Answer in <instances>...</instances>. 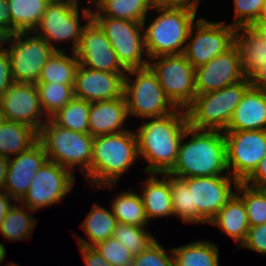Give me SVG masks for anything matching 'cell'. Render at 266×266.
<instances>
[{
  "label": "cell",
  "mask_w": 266,
  "mask_h": 266,
  "mask_svg": "<svg viewBox=\"0 0 266 266\" xmlns=\"http://www.w3.org/2000/svg\"><path fill=\"white\" fill-rule=\"evenodd\" d=\"M143 121L135 133L139 157L143 156L148 164L144 172L168 173L176 163L180 141L189 126L187 112L177 108L169 115Z\"/></svg>",
  "instance_id": "obj_1"
},
{
  "label": "cell",
  "mask_w": 266,
  "mask_h": 266,
  "mask_svg": "<svg viewBox=\"0 0 266 266\" xmlns=\"http://www.w3.org/2000/svg\"><path fill=\"white\" fill-rule=\"evenodd\" d=\"M187 137L189 140L185 141ZM168 174L178 178L230 175L224 132L188 126L179 144L176 163Z\"/></svg>",
  "instance_id": "obj_2"
},
{
  "label": "cell",
  "mask_w": 266,
  "mask_h": 266,
  "mask_svg": "<svg viewBox=\"0 0 266 266\" xmlns=\"http://www.w3.org/2000/svg\"><path fill=\"white\" fill-rule=\"evenodd\" d=\"M139 158L134 130L94 137L90 185L110 191Z\"/></svg>",
  "instance_id": "obj_3"
},
{
  "label": "cell",
  "mask_w": 266,
  "mask_h": 266,
  "mask_svg": "<svg viewBox=\"0 0 266 266\" xmlns=\"http://www.w3.org/2000/svg\"><path fill=\"white\" fill-rule=\"evenodd\" d=\"M152 10H157V17L154 16L148 26L147 19L143 21L148 58L183 54L198 9L188 5L164 4L153 5Z\"/></svg>",
  "instance_id": "obj_4"
},
{
  "label": "cell",
  "mask_w": 266,
  "mask_h": 266,
  "mask_svg": "<svg viewBox=\"0 0 266 266\" xmlns=\"http://www.w3.org/2000/svg\"><path fill=\"white\" fill-rule=\"evenodd\" d=\"M93 139L90 133L59 127L50 119L43 124L38 133V141L44 147L47 159L70 170L73 174L76 167L84 174L89 185Z\"/></svg>",
  "instance_id": "obj_5"
},
{
  "label": "cell",
  "mask_w": 266,
  "mask_h": 266,
  "mask_svg": "<svg viewBox=\"0 0 266 266\" xmlns=\"http://www.w3.org/2000/svg\"><path fill=\"white\" fill-rule=\"evenodd\" d=\"M251 86L249 78L220 90L196 95L186 109L188 124L197 130L225 131L243 95Z\"/></svg>",
  "instance_id": "obj_6"
},
{
  "label": "cell",
  "mask_w": 266,
  "mask_h": 266,
  "mask_svg": "<svg viewBox=\"0 0 266 266\" xmlns=\"http://www.w3.org/2000/svg\"><path fill=\"white\" fill-rule=\"evenodd\" d=\"M123 96L128 117H163L177 109L164 94L157 76L149 66L127 70L124 76Z\"/></svg>",
  "instance_id": "obj_7"
},
{
  "label": "cell",
  "mask_w": 266,
  "mask_h": 266,
  "mask_svg": "<svg viewBox=\"0 0 266 266\" xmlns=\"http://www.w3.org/2000/svg\"><path fill=\"white\" fill-rule=\"evenodd\" d=\"M92 19L103 30L119 62L126 70L148 66L143 23L105 17L95 8L92 9Z\"/></svg>",
  "instance_id": "obj_8"
},
{
  "label": "cell",
  "mask_w": 266,
  "mask_h": 266,
  "mask_svg": "<svg viewBox=\"0 0 266 266\" xmlns=\"http://www.w3.org/2000/svg\"><path fill=\"white\" fill-rule=\"evenodd\" d=\"M8 44L9 47H5ZM10 59L14 82L37 84L43 66L56 51L33 32L14 33L2 40Z\"/></svg>",
  "instance_id": "obj_9"
},
{
  "label": "cell",
  "mask_w": 266,
  "mask_h": 266,
  "mask_svg": "<svg viewBox=\"0 0 266 266\" xmlns=\"http://www.w3.org/2000/svg\"><path fill=\"white\" fill-rule=\"evenodd\" d=\"M81 8L80 10L66 3L50 1L33 33L46 40L56 51H65L59 47V44L71 41L72 52H75L86 25V23L81 25L80 19L88 22L92 18V10H88V7Z\"/></svg>",
  "instance_id": "obj_10"
},
{
  "label": "cell",
  "mask_w": 266,
  "mask_h": 266,
  "mask_svg": "<svg viewBox=\"0 0 266 266\" xmlns=\"http://www.w3.org/2000/svg\"><path fill=\"white\" fill-rule=\"evenodd\" d=\"M148 66L172 104L186 110L197 95L195 68L186 57L183 54L158 56L149 59Z\"/></svg>",
  "instance_id": "obj_11"
},
{
  "label": "cell",
  "mask_w": 266,
  "mask_h": 266,
  "mask_svg": "<svg viewBox=\"0 0 266 266\" xmlns=\"http://www.w3.org/2000/svg\"><path fill=\"white\" fill-rule=\"evenodd\" d=\"M235 34L236 28L225 21L198 18L191 27L183 55L194 68L206 64L235 44Z\"/></svg>",
  "instance_id": "obj_12"
},
{
  "label": "cell",
  "mask_w": 266,
  "mask_h": 266,
  "mask_svg": "<svg viewBox=\"0 0 266 266\" xmlns=\"http://www.w3.org/2000/svg\"><path fill=\"white\" fill-rule=\"evenodd\" d=\"M75 179L73 172L47 160L35 174L30 188L19 202L35 212L62 203L72 191Z\"/></svg>",
  "instance_id": "obj_13"
},
{
  "label": "cell",
  "mask_w": 266,
  "mask_h": 266,
  "mask_svg": "<svg viewBox=\"0 0 266 266\" xmlns=\"http://www.w3.org/2000/svg\"><path fill=\"white\" fill-rule=\"evenodd\" d=\"M229 174L244 182L266 156V130L224 131Z\"/></svg>",
  "instance_id": "obj_14"
},
{
  "label": "cell",
  "mask_w": 266,
  "mask_h": 266,
  "mask_svg": "<svg viewBox=\"0 0 266 266\" xmlns=\"http://www.w3.org/2000/svg\"><path fill=\"white\" fill-rule=\"evenodd\" d=\"M190 189L192 206L209 223L236 193L239 181L231 175L183 178ZM233 187V188H232Z\"/></svg>",
  "instance_id": "obj_15"
},
{
  "label": "cell",
  "mask_w": 266,
  "mask_h": 266,
  "mask_svg": "<svg viewBox=\"0 0 266 266\" xmlns=\"http://www.w3.org/2000/svg\"><path fill=\"white\" fill-rule=\"evenodd\" d=\"M0 107L6 120L27 125L37 133L48 120L35 84L14 82L0 97Z\"/></svg>",
  "instance_id": "obj_16"
},
{
  "label": "cell",
  "mask_w": 266,
  "mask_h": 266,
  "mask_svg": "<svg viewBox=\"0 0 266 266\" xmlns=\"http://www.w3.org/2000/svg\"><path fill=\"white\" fill-rule=\"evenodd\" d=\"M75 54L79 65L83 67L111 73H127L119 62L110 41L92 18L83 28Z\"/></svg>",
  "instance_id": "obj_17"
},
{
  "label": "cell",
  "mask_w": 266,
  "mask_h": 266,
  "mask_svg": "<svg viewBox=\"0 0 266 266\" xmlns=\"http://www.w3.org/2000/svg\"><path fill=\"white\" fill-rule=\"evenodd\" d=\"M245 78L240 53L235 44L226 52L195 68L197 95L220 90L243 81Z\"/></svg>",
  "instance_id": "obj_18"
},
{
  "label": "cell",
  "mask_w": 266,
  "mask_h": 266,
  "mask_svg": "<svg viewBox=\"0 0 266 266\" xmlns=\"http://www.w3.org/2000/svg\"><path fill=\"white\" fill-rule=\"evenodd\" d=\"M125 74L78 65L73 86L74 96L88 102L119 98L123 96Z\"/></svg>",
  "instance_id": "obj_19"
},
{
  "label": "cell",
  "mask_w": 266,
  "mask_h": 266,
  "mask_svg": "<svg viewBox=\"0 0 266 266\" xmlns=\"http://www.w3.org/2000/svg\"><path fill=\"white\" fill-rule=\"evenodd\" d=\"M47 160L44 147L39 141L28 150L9 158L3 191L19 202L30 188L35 174Z\"/></svg>",
  "instance_id": "obj_20"
},
{
  "label": "cell",
  "mask_w": 266,
  "mask_h": 266,
  "mask_svg": "<svg viewBox=\"0 0 266 266\" xmlns=\"http://www.w3.org/2000/svg\"><path fill=\"white\" fill-rule=\"evenodd\" d=\"M124 96L119 98L90 102L89 133L93 136L124 132L128 121Z\"/></svg>",
  "instance_id": "obj_21"
},
{
  "label": "cell",
  "mask_w": 266,
  "mask_h": 266,
  "mask_svg": "<svg viewBox=\"0 0 266 266\" xmlns=\"http://www.w3.org/2000/svg\"><path fill=\"white\" fill-rule=\"evenodd\" d=\"M266 130V92L250 86L225 131Z\"/></svg>",
  "instance_id": "obj_22"
},
{
  "label": "cell",
  "mask_w": 266,
  "mask_h": 266,
  "mask_svg": "<svg viewBox=\"0 0 266 266\" xmlns=\"http://www.w3.org/2000/svg\"><path fill=\"white\" fill-rule=\"evenodd\" d=\"M161 178L159 179L158 177ZM149 173V178L142 181V193H139L146 217L150 223L154 218L174 216L170 190V174Z\"/></svg>",
  "instance_id": "obj_23"
},
{
  "label": "cell",
  "mask_w": 266,
  "mask_h": 266,
  "mask_svg": "<svg viewBox=\"0 0 266 266\" xmlns=\"http://www.w3.org/2000/svg\"><path fill=\"white\" fill-rule=\"evenodd\" d=\"M208 224L216 226L221 233L232 238L238 243V249L246 240L249 230L243 200L235 193Z\"/></svg>",
  "instance_id": "obj_24"
},
{
  "label": "cell",
  "mask_w": 266,
  "mask_h": 266,
  "mask_svg": "<svg viewBox=\"0 0 266 266\" xmlns=\"http://www.w3.org/2000/svg\"><path fill=\"white\" fill-rule=\"evenodd\" d=\"M235 45L240 53L242 71L247 78L266 64V40L253 26L236 28Z\"/></svg>",
  "instance_id": "obj_25"
},
{
  "label": "cell",
  "mask_w": 266,
  "mask_h": 266,
  "mask_svg": "<svg viewBox=\"0 0 266 266\" xmlns=\"http://www.w3.org/2000/svg\"><path fill=\"white\" fill-rule=\"evenodd\" d=\"M85 217L80 227L89 240H86L82 236H77L76 233L74 234L77 244L81 246L94 247L98 243L105 241L113 235V231L118 224L111 208L107 209L97 203L93 204L92 209Z\"/></svg>",
  "instance_id": "obj_26"
},
{
  "label": "cell",
  "mask_w": 266,
  "mask_h": 266,
  "mask_svg": "<svg viewBox=\"0 0 266 266\" xmlns=\"http://www.w3.org/2000/svg\"><path fill=\"white\" fill-rule=\"evenodd\" d=\"M37 141L38 133L27 125L5 120L0 127V155L8 159L28 150Z\"/></svg>",
  "instance_id": "obj_27"
},
{
  "label": "cell",
  "mask_w": 266,
  "mask_h": 266,
  "mask_svg": "<svg viewBox=\"0 0 266 266\" xmlns=\"http://www.w3.org/2000/svg\"><path fill=\"white\" fill-rule=\"evenodd\" d=\"M175 266H220L219 245L197 240L172 248Z\"/></svg>",
  "instance_id": "obj_28"
},
{
  "label": "cell",
  "mask_w": 266,
  "mask_h": 266,
  "mask_svg": "<svg viewBox=\"0 0 266 266\" xmlns=\"http://www.w3.org/2000/svg\"><path fill=\"white\" fill-rule=\"evenodd\" d=\"M33 213L35 211L17 201L1 223L0 235L7 241H27L31 239L37 225L36 217L31 215Z\"/></svg>",
  "instance_id": "obj_29"
},
{
  "label": "cell",
  "mask_w": 266,
  "mask_h": 266,
  "mask_svg": "<svg viewBox=\"0 0 266 266\" xmlns=\"http://www.w3.org/2000/svg\"><path fill=\"white\" fill-rule=\"evenodd\" d=\"M14 33L33 32L42 19L50 0H7Z\"/></svg>",
  "instance_id": "obj_30"
},
{
  "label": "cell",
  "mask_w": 266,
  "mask_h": 266,
  "mask_svg": "<svg viewBox=\"0 0 266 266\" xmlns=\"http://www.w3.org/2000/svg\"><path fill=\"white\" fill-rule=\"evenodd\" d=\"M110 208L118 223L140 227H148V224H151L146 217L142 198L134 190L117 193Z\"/></svg>",
  "instance_id": "obj_31"
},
{
  "label": "cell",
  "mask_w": 266,
  "mask_h": 266,
  "mask_svg": "<svg viewBox=\"0 0 266 266\" xmlns=\"http://www.w3.org/2000/svg\"><path fill=\"white\" fill-rule=\"evenodd\" d=\"M94 6L102 16L143 23L153 4L149 0H96Z\"/></svg>",
  "instance_id": "obj_32"
},
{
  "label": "cell",
  "mask_w": 266,
  "mask_h": 266,
  "mask_svg": "<svg viewBox=\"0 0 266 266\" xmlns=\"http://www.w3.org/2000/svg\"><path fill=\"white\" fill-rule=\"evenodd\" d=\"M55 51L43 66L38 83L74 85L78 61L75 52Z\"/></svg>",
  "instance_id": "obj_33"
},
{
  "label": "cell",
  "mask_w": 266,
  "mask_h": 266,
  "mask_svg": "<svg viewBox=\"0 0 266 266\" xmlns=\"http://www.w3.org/2000/svg\"><path fill=\"white\" fill-rule=\"evenodd\" d=\"M170 190L175 217L185 224H208L192 206L191 192L183 178L170 174Z\"/></svg>",
  "instance_id": "obj_34"
},
{
  "label": "cell",
  "mask_w": 266,
  "mask_h": 266,
  "mask_svg": "<svg viewBox=\"0 0 266 266\" xmlns=\"http://www.w3.org/2000/svg\"><path fill=\"white\" fill-rule=\"evenodd\" d=\"M90 102L74 97L49 119L59 127L89 133Z\"/></svg>",
  "instance_id": "obj_35"
},
{
  "label": "cell",
  "mask_w": 266,
  "mask_h": 266,
  "mask_svg": "<svg viewBox=\"0 0 266 266\" xmlns=\"http://www.w3.org/2000/svg\"><path fill=\"white\" fill-rule=\"evenodd\" d=\"M35 85L41 108L48 119L75 97L74 85L63 83H37Z\"/></svg>",
  "instance_id": "obj_36"
},
{
  "label": "cell",
  "mask_w": 266,
  "mask_h": 266,
  "mask_svg": "<svg viewBox=\"0 0 266 266\" xmlns=\"http://www.w3.org/2000/svg\"><path fill=\"white\" fill-rule=\"evenodd\" d=\"M236 194L243 200L249 227L266 223V190L239 182Z\"/></svg>",
  "instance_id": "obj_37"
},
{
  "label": "cell",
  "mask_w": 266,
  "mask_h": 266,
  "mask_svg": "<svg viewBox=\"0 0 266 266\" xmlns=\"http://www.w3.org/2000/svg\"><path fill=\"white\" fill-rule=\"evenodd\" d=\"M112 236L125 245L133 257L138 256L156 240L148 228L123 223L116 225Z\"/></svg>",
  "instance_id": "obj_38"
},
{
  "label": "cell",
  "mask_w": 266,
  "mask_h": 266,
  "mask_svg": "<svg viewBox=\"0 0 266 266\" xmlns=\"http://www.w3.org/2000/svg\"><path fill=\"white\" fill-rule=\"evenodd\" d=\"M234 21L229 25L237 28L244 26H254L261 18L265 0H233Z\"/></svg>",
  "instance_id": "obj_39"
},
{
  "label": "cell",
  "mask_w": 266,
  "mask_h": 266,
  "mask_svg": "<svg viewBox=\"0 0 266 266\" xmlns=\"http://www.w3.org/2000/svg\"><path fill=\"white\" fill-rule=\"evenodd\" d=\"M101 256L113 266H132L133 256L118 239L111 236L94 246Z\"/></svg>",
  "instance_id": "obj_40"
},
{
  "label": "cell",
  "mask_w": 266,
  "mask_h": 266,
  "mask_svg": "<svg viewBox=\"0 0 266 266\" xmlns=\"http://www.w3.org/2000/svg\"><path fill=\"white\" fill-rule=\"evenodd\" d=\"M172 253L171 248L166 251L156 239L138 256L133 257L132 266H175Z\"/></svg>",
  "instance_id": "obj_41"
},
{
  "label": "cell",
  "mask_w": 266,
  "mask_h": 266,
  "mask_svg": "<svg viewBox=\"0 0 266 266\" xmlns=\"http://www.w3.org/2000/svg\"><path fill=\"white\" fill-rule=\"evenodd\" d=\"M239 248H247L266 256V223L249 227L246 240Z\"/></svg>",
  "instance_id": "obj_42"
},
{
  "label": "cell",
  "mask_w": 266,
  "mask_h": 266,
  "mask_svg": "<svg viewBox=\"0 0 266 266\" xmlns=\"http://www.w3.org/2000/svg\"><path fill=\"white\" fill-rule=\"evenodd\" d=\"M14 83L7 50L0 46V97Z\"/></svg>",
  "instance_id": "obj_43"
},
{
  "label": "cell",
  "mask_w": 266,
  "mask_h": 266,
  "mask_svg": "<svg viewBox=\"0 0 266 266\" xmlns=\"http://www.w3.org/2000/svg\"><path fill=\"white\" fill-rule=\"evenodd\" d=\"M78 246L86 266H113L106 262L95 247Z\"/></svg>",
  "instance_id": "obj_44"
},
{
  "label": "cell",
  "mask_w": 266,
  "mask_h": 266,
  "mask_svg": "<svg viewBox=\"0 0 266 266\" xmlns=\"http://www.w3.org/2000/svg\"><path fill=\"white\" fill-rule=\"evenodd\" d=\"M12 35L11 14L7 0H0V36L5 37Z\"/></svg>",
  "instance_id": "obj_45"
},
{
  "label": "cell",
  "mask_w": 266,
  "mask_h": 266,
  "mask_svg": "<svg viewBox=\"0 0 266 266\" xmlns=\"http://www.w3.org/2000/svg\"><path fill=\"white\" fill-rule=\"evenodd\" d=\"M256 188H266V156L259 162L254 172L244 181Z\"/></svg>",
  "instance_id": "obj_46"
},
{
  "label": "cell",
  "mask_w": 266,
  "mask_h": 266,
  "mask_svg": "<svg viewBox=\"0 0 266 266\" xmlns=\"http://www.w3.org/2000/svg\"><path fill=\"white\" fill-rule=\"evenodd\" d=\"M249 80L252 87L266 92V64L258 68Z\"/></svg>",
  "instance_id": "obj_47"
},
{
  "label": "cell",
  "mask_w": 266,
  "mask_h": 266,
  "mask_svg": "<svg viewBox=\"0 0 266 266\" xmlns=\"http://www.w3.org/2000/svg\"><path fill=\"white\" fill-rule=\"evenodd\" d=\"M17 201L12 198L7 192L0 191V226L6 217L8 211L13 207V203Z\"/></svg>",
  "instance_id": "obj_48"
},
{
  "label": "cell",
  "mask_w": 266,
  "mask_h": 266,
  "mask_svg": "<svg viewBox=\"0 0 266 266\" xmlns=\"http://www.w3.org/2000/svg\"><path fill=\"white\" fill-rule=\"evenodd\" d=\"M9 159L0 155V191H3L6 183Z\"/></svg>",
  "instance_id": "obj_49"
},
{
  "label": "cell",
  "mask_w": 266,
  "mask_h": 266,
  "mask_svg": "<svg viewBox=\"0 0 266 266\" xmlns=\"http://www.w3.org/2000/svg\"><path fill=\"white\" fill-rule=\"evenodd\" d=\"M200 3H201V0H168V4L188 5L196 9L199 8Z\"/></svg>",
  "instance_id": "obj_50"
},
{
  "label": "cell",
  "mask_w": 266,
  "mask_h": 266,
  "mask_svg": "<svg viewBox=\"0 0 266 266\" xmlns=\"http://www.w3.org/2000/svg\"><path fill=\"white\" fill-rule=\"evenodd\" d=\"M50 1H52V2L66 3V4L72 5L74 7L80 8L79 7L80 6V4H79V1L80 0H50ZM88 2L90 3L89 5H87L88 6V10H92L91 8H92V6L94 4H96V0H88Z\"/></svg>",
  "instance_id": "obj_51"
},
{
  "label": "cell",
  "mask_w": 266,
  "mask_h": 266,
  "mask_svg": "<svg viewBox=\"0 0 266 266\" xmlns=\"http://www.w3.org/2000/svg\"><path fill=\"white\" fill-rule=\"evenodd\" d=\"M260 34L264 37L266 40V20H259L254 26H253Z\"/></svg>",
  "instance_id": "obj_52"
},
{
  "label": "cell",
  "mask_w": 266,
  "mask_h": 266,
  "mask_svg": "<svg viewBox=\"0 0 266 266\" xmlns=\"http://www.w3.org/2000/svg\"><path fill=\"white\" fill-rule=\"evenodd\" d=\"M153 5L168 4V0H149Z\"/></svg>",
  "instance_id": "obj_53"
},
{
  "label": "cell",
  "mask_w": 266,
  "mask_h": 266,
  "mask_svg": "<svg viewBox=\"0 0 266 266\" xmlns=\"http://www.w3.org/2000/svg\"><path fill=\"white\" fill-rule=\"evenodd\" d=\"M6 118L0 107V127L5 122Z\"/></svg>",
  "instance_id": "obj_54"
},
{
  "label": "cell",
  "mask_w": 266,
  "mask_h": 266,
  "mask_svg": "<svg viewBox=\"0 0 266 266\" xmlns=\"http://www.w3.org/2000/svg\"><path fill=\"white\" fill-rule=\"evenodd\" d=\"M260 20H266V0H265V8H264V11H263V14H262Z\"/></svg>",
  "instance_id": "obj_55"
},
{
  "label": "cell",
  "mask_w": 266,
  "mask_h": 266,
  "mask_svg": "<svg viewBox=\"0 0 266 266\" xmlns=\"http://www.w3.org/2000/svg\"><path fill=\"white\" fill-rule=\"evenodd\" d=\"M5 266H20L19 264L17 265L15 262H13V263H8L7 265H5Z\"/></svg>",
  "instance_id": "obj_56"
},
{
  "label": "cell",
  "mask_w": 266,
  "mask_h": 266,
  "mask_svg": "<svg viewBox=\"0 0 266 266\" xmlns=\"http://www.w3.org/2000/svg\"><path fill=\"white\" fill-rule=\"evenodd\" d=\"M3 38L0 36V46L2 45Z\"/></svg>",
  "instance_id": "obj_57"
}]
</instances>
